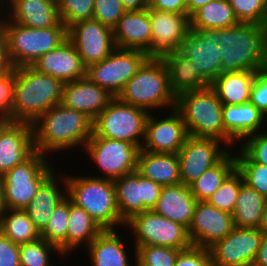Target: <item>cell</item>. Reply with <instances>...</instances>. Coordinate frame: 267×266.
I'll list each match as a JSON object with an SVG mask.
<instances>
[{"instance_id": "1", "label": "cell", "mask_w": 267, "mask_h": 266, "mask_svg": "<svg viewBox=\"0 0 267 266\" xmlns=\"http://www.w3.org/2000/svg\"><path fill=\"white\" fill-rule=\"evenodd\" d=\"M32 127L35 151L46 156L48 152L83 148L93 134L91 118L61 103L42 114Z\"/></svg>"}, {"instance_id": "2", "label": "cell", "mask_w": 267, "mask_h": 266, "mask_svg": "<svg viewBox=\"0 0 267 266\" xmlns=\"http://www.w3.org/2000/svg\"><path fill=\"white\" fill-rule=\"evenodd\" d=\"M64 83L31 66L16 68L11 122L32 125L42 114L61 103Z\"/></svg>"}, {"instance_id": "3", "label": "cell", "mask_w": 267, "mask_h": 266, "mask_svg": "<svg viewBox=\"0 0 267 266\" xmlns=\"http://www.w3.org/2000/svg\"><path fill=\"white\" fill-rule=\"evenodd\" d=\"M221 73L259 71L267 66V36L263 25L241 23L218 29Z\"/></svg>"}, {"instance_id": "4", "label": "cell", "mask_w": 267, "mask_h": 266, "mask_svg": "<svg viewBox=\"0 0 267 266\" xmlns=\"http://www.w3.org/2000/svg\"><path fill=\"white\" fill-rule=\"evenodd\" d=\"M66 196L82 207L103 230H116L126 222L121 218L116 202L114 181L98 176H65ZM120 226V227H119Z\"/></svg>"}, {"instance_id": "5", "label": "cell", "mask_w": 267, "mask_h": 266, "mask_svg": "<svg viewBox=\"0 0 267 266\" xmlns=\"http://www.w3.org/2000/svg\"><path fill=\"white\" fill-rule=\"evenodd\" d=\"M0 31L6 41L9 62L15 68L32 66L68 39V29L61 21L54 27L36 29L11 22L5 16Z\"/></svg>"}, {"instance_id": "6", "label": "cell", "mask_w": 267, "mask_h": 266, "mask_svg": "<svg viewBox=\"0 0 267 266\" xmlns=\"http://www.w3.org/2000/svg\"><path fill=\"white\" fill-rule=\"evenodd\" d=\"M117 98L124 103L152 112L173 109L176 96L169 83L168 69L161 57H149L137 73L124 85Z\"/></svg>"}, {"instance_id": "7", "label": "cell", "mask_w": 267, "mask_h": 266, "mask_svg": "<svg viewBox=\"0 0 267 266\" xmlns=\"http://www.w3.org/2000/svg\"><path fill=\"white\" fill-rule=\"evenodd\" d=\"M175 109L180 113L190 136L215 138L225 143L223 104L210 85L177 96Z\"/></svg>"}, {"instance_id": "8", "label": "cell", "mask_w": 267, "mask_h": 266, "mask_svg": "<svg viewBox=\"0 0 267 266\" xmlns=\"http://www.w3.org/2000/svg\"><path fill=\"white\" fill-rule=\"evenodd\" d=\"M47 160L46 155L35 151L0 177L7 209H25L40 186L56 172Z\"/></svg>"}, {"instance_id": "9", "label": "cell", "mask_w": 267, "mask_h": 266, "mask_svg": "<svg viewBox=\"0 0 267 266\" xmlns=\"http://www.w3.org/2000/svg\"><path fill=\"white\" fill-rule=\"evenodd\" d=\"M149 113L114 97L93 120L92 137H104L135 144L141 148Z\"/></svg>"}, {"instance_id": "10", "label": "cell", "mask_w": 267, "mask_h": 266, "mask_svg": "<svg viewBox=\"0 0 267 266\" xmlns=\"http://www.w3.org/2000/svg\"><path fill=\"white\" fill-rule=\"evenodd\" d=\"M133 232L134 246L159 245L185 250L192 246L188 229L153 210L133 215L125 227Z\"/></svg>"}, {"instance_id": "11", "label": "cell", "mask_w": 267, "mask_h": 266, "mask_svg": "<svg viewBox=\"0 0 267 266\" xmlns=\"http://www.w3.org/2000/svg\"><path fill=\"white\" fill-rule=\"evenodd\" d=\"M149 57L141 50L115 48L105 59L90 65L86 69V76L117 97Z\"/></svg>"}, {"instance_id": "12", "label": "cell", "mask_w": 267, "mask_h": 266, "mask_svg": "<svg viewBox=\"0 0 267 266\" xmlns=\"http://www.w3.org/2000/svg\"><path fill=\"white\" fill-rule=\"evenodd\" d=\"M84 150L99 167L100 178L117 179L137 171L139 148L130 142L111 140L104 137H91Z\"/></svg>"}, {"instance_id": "13", "label": "cell", "mask_w": 267, "mask_h": 266, "mask_svg": "<svg viewBox=\"0 0 267 266\" xmlns=\"http://www.w3.org/2000/svg\"><path fill=\"white\" fill-rule=\"evenodd\" d=\"M229 151L230 148L221 140L189 135L177 154L181 183L189 186Z\"/></svg>"}, {"instance_id": "14", "label": "cell", "mask_w": 267, "mask_h": 266, "mask_svg": "<svg viewBox=\"0 0 267 266\" xmlns=\"http://www.w3.org/2000/svg\"><path fill=\"white\" fill-rule=\"evenodd\" d=\"M113 181L119 214L125 222L137 213L152 210L156 206L163 188L137 171Z\"/></svg>"}, {"instance_id": "15", "label": "cell", "mask_w": 267, "mask_h": 266, "mask_svg": "<svg viewBox=\"0 0 267 266\" xmlns=\"http://www.w3.org/2000/svg\"><path fill=\"white\" fill-rule=\"evenodd\" d=\"M260 228L235 227L209 249L212 266H252L260 247Z\"/></svg>"}, {"instance_id": "16", "label": "cell", "mask_w": 267, "mask_h": 266, "mask_svg": "<svg viewBox=\"0 0 267 266\" xmlns=\"http://www.w3.org/2000/svg\"><path fill=\"white\" fill-rule=\"evenodd\" d=\"M219 39L218 29H190L179 50L193 63L195 69H198L200 77L208 85L221 74Z\"/></svg>"}, {"instance_id": "17", "label": "cell", "mask_w": 267, "mask_h": 266, "mask_svg": "<svg viewBox=\"0 0 267 266\" xmlns=\"http://www.w3.org/2000/svg\"><path fill=\"white\" fill-rule=\"evenodd\" d=\"M68 39L74 44L86 68L102 61L116 48L113 29L94 19L71 26Z\"/></svg>"}, {"instance_id": "18", "label": "cell", "mask_w": 267, "mask_h": 266, "mask_svg": "<svg viewBox=\"0 0 267 266\" xmlns=\"http://www.w3.org/2000/svg\"><path fill=\"white\" fill-rule=\"evenodd\" d=\"M162 118L159 120V117L156 118L149 113L140 150L178 154L189 136L186 125L175 108L169 111L167 117Z\"/></svg>"}, {"instance_id": "19", "label": "cell", "mask_w": 267, "mask_h": 266, "mask_svg": "<svg viewBox=\"0 0 267 266\" xmlns=\"http://www.w3.org/2000/svg\"><path fill=\"white\" fill-rule=\"evenodd\" d=\"M151 22V57H161L167 52L180 50L190 31L187 13H173L147 8Z\"/></svg>"}, {"instance_id": "20", "label": "cell", "mask_w": 267, "mask_h": 266, "mask_svg": "<svg viewBox=\"0 0 267 266\" xmlns=\"http://www.w3.org/2000/svg\"><path fill=\"white\" fill-rule=\"evenodd\" d=\"M234 228L233 214L221 211L207 201H197L188 235L192 246L210 248Z\"/></svg>"}, {"instance_id": "21", "label": "cell", "mask_w": 267, "mask_h": 266, "mask_svg": "<svg viewBox=\"0 0 267 266\" xmlns=\"http://www.w3.org/2000/svg\"><path fill=\"white\" fill-rule=\"evenodd\" d=\"M35 152L33 127L27 123H0V177Z\"/></svg>"}, {"instance_id": "22", "label": "cell", "mask_w": 267, "mask_h": 266, "mask_svg": "<svg viewBox=\"0 0 267 266\" xmlns=\"http://www.w3.org/2000/svg\"><path fill=\"white\" fill-rule=\"evenodd\" d=\"M114 98L106 89L95 84L88 76L66 82L62 89L61 104L85 113L94 120Z\"/></svg>"}, {"instance_id": "23", "label": "cell", "mask_w": 267, "mask_h": 266, "mask_svg": "<svg viewBox=\"0 0 267 266\" xmlns=\"http://www.w3.org/2000/svg\"><path fill=\"white\" fill-rule=\"evenodd\" d=\"M31 67L40 73L58 78L63 83L85 77L87 69L69 39L56 49L42 55Z\"/></svg>"}, {"instance_id": "24", "label": "cell", "mask_w": 267, "mask_h": 266, "mask_svg": "<svg viewBox=\"0 0 267 266\" xmlns=\"http://www.w3.org/2000/svg\"><path fill=\"white\" fill-rule=\"evenodd\" d=\"M222 117L225 144L231 149L234 145L238 146L237 144L243 142L245 138L264 130L265 125L267 126V117L251 102L241 105H223Z\"/></svg>"}, {"instance_id": "25", "label": "cell", "mask_w": 267, "mask_h": 266, "mask_svg": "<svg viewBox=\"0 0 267 266\" xmlns=\"http://www.w3.org/2000/svg\"><path fill=\"white\" fill-rule=\"evenodd\" d=\"M151 22L147 9L126 11L113 28L116 48L141 50L151 57Z\"/></svg>"}, {"instance_id": "26", "label": "cell", "mask_w": 267, "mask_h": 266, "mask_svg": "<svg viewBox=\"0 0 267 266\" xmlns=\"http://www.w3.org/2000/svg\"><path fill=\"white\" fill-rule=\"evenodd\" d=\"M5 16L14 23L36 29L56 26L61 20L57 0H13Z\"/></svg>"}, {"instance_id": "27", "label": "cell", "mask_w": 267, "mask_h": 266, "mask_svg": "<svg viewBox=\"0 0 267 266\" xmlns=\"http://www.w3.org/2000/svg\"><path fill=\"white\" fill-rule=\"evenodd\" d=\"M196 203L197 200L189 186L178 183L163 186L157 204L152 210L188 229L193 219Z\"/></svg>"}, {"instance_id": "28", "label": "cell", "mask_w": 267, "mask_h": 266, "mask_svg": "<svg viewBox=\"0 0 267 266\" xmlns=\"http://www.w3.org/2000/svg\"><path fill=\"white\" fill-rule=\"evenodd\" d=\"M55 173L56 172H54L40 186L34 198L31 200L29 205L24 209L28 213L30 219L34 223V226L40 233L47 226L49 219L51 217V214L53 210L55 209V207L57 206V204L66 197L65 175L61 174V178H62L61 179L59 178V175L56 176ZM57 180L58 182L59 181L61 182L58 183ZM59 184L62 185V187ZM62 188H65V189H62Z\"/></svg>"}, {"instance_id": "29", "label": "cell", "mask_w": 267, "mask_h": 266, "mask_svg": "<svg viewBox=\"0 0 267 266\" xmlns=\"http://www.w3.org/2000/svg\"><path fill=\"white\" fill-rule=\"evenodd\" d=\"M137 172L161 186L181 183L180 164L177 154L139 150Z\"/></svg>"}, {"instance_id": "30", "label": "cell", "mask_w": 267, "mask_h": 266, "mask_svg": "<svg viewBox=\"0 0 267 266\" xmlns=\"http://www.w3.org/2000/svg\"><path fill=\"white\" fill-rule=\"evenodd\" d=\"M161 58L168 69L170 88L176 97L209 86L193 63L179 50L167 52Z\"/></svg>"}, {"instance_id": "31", "label": "cell", "mask_w": 267, "mask_h": 266, "mask_svg": "<svg viewBox=\"0 0 267 266\" xmlns=\"http://www.w3.org/2000/svg\"><path fill=\"white\" fill-rule=\"evenodd\" d=\"M114 230H103L87 247L92 266H131L122 237ZM130 262V263H129Z\"/></svg>"}, {"instance_id": "32", "label": "cell", "mask_w": 267, "mask_h": 266, "mask_svg": "<svg viewBox=\"0 0 267 266\" xmlns=\"http://www.w3.org/2000/svg\"><path fill=\"white\" fill-rule=\"evenodd\" d=\"M257 72L221 73L210 86L223 105H241L250 102L252 86Z\"/></svg>"}, {"instance_id": "33", "label": "cell", "mask_w": 267, "mask_h": 266, "mask_svg": "<svg viewBox=\"0 0 267 266\" xmlns=\"http://www.w3.org/2000/svg\"><path fill=\"white\" fill-rule=\"evenodd\" d=\"M233 8L227 0H213L190 16L192 30L220 29L237 25Z\"/></svg>"}, {"instance_id": "34", "label": "cell", "mask_w": 267, "mask_h": 266, "mask_svg": "<svg viewBox=\"0 0 267 266\" xmlns=\"http://www.w3.org/2000/svg\"><path fill=\"white\" fill-rule=\"evenodd\" d=\"M266 199L265 196L243 182L233 211L234 226L237 228H260Z\"/></svg>"}, {"instance_id": "35", "label": "cell", "mask_w": 267, "mask_h": 266, "mask_svg": "<svg viewBox=\"0 0 267 266\" xmlns=\"http://www.w3.org/2000/svg\"><path fill=\"white\" fill-rule=\"evenodd\" d=\"M235 169L236 156L230 150L216 165L189 185L195 199L207 201Z\"/></svg>"}, {"instance_id": "36", "label": "cell", "mask_w": 267, "mask_h": 266, "mask_svg": "<svg viewBox=\"0 0 267 266\" xmlns=\"http://www.w3.org/2000/svg\"><path fill=\"white\" fill-rule=\"evenodd\" d=\"M103 231V229L82 208L70 200V214L67 231V256L68 253L80 248L83 243L88 245Z\"/></svg>"}, {"instance_id": "37", "label": "cell", "mask_w": 267, "mask_h": 266, "mask_svg": "<svg viewBox=\"0 0 267 266\" xmlns=\"http://www.w3.org/2000/svg\"><path fill=\"white\" fill-rule=\"evenodd\" d=\"M0 233L18 245L40 238V232L24 209H7L0 221Z\"/></svg>"}, {"instance_id": "38", "label": "cell", "mask_w": 267, "mask_h": 266, "mask_svg": "<svg viewBox=\"0 0 267 266\" xmlns=\"http://www.w3.org/2000/svg\"><path fill=\"white\" fill-rule=\"evenodd\" d=\"M70 214V199L66 196L53 210L49 222L40 233L51 244L56 245L62 255L67 257V231Z\"/></svg>"}, {"instance_id": "39", "label": "cell", "mask_w": 267, "mask_h": 266, "mask_svg": "<svg viewBox=\"0 0 267 266\" xmlns=\"http://www.w3.org/2000/svg\"><path fill=\"white\" fill-rule=\"evenodd\" d=\"M19 253L21 266H56L52 265L51 253H58V255L63 257L56 245L49 243L41 237L36 241L21 244Z\"/></svg>"}, {"instance_id": "40", "label": "cell", "mask_w": 267, "mask_h": 266, "mask_svg": "<svg viewBox=\"0 0 267 266\" xmlns=\"http://www.w3.org/2000/svg\"><path fill=\"white\" fill-rule=\"evenodd\" d=\"M237 151L236 168L244 183L267 198V166L252 161L240 148Z\"/></svg>"}, {"instance_id": "41", "label": "cell", "mask_w": 267, "mask_h": 266, "mask_svg": "<svg viewBox=\"0 0 267 266\" xmlns=\"http://www.w3.org/2000/svg\"><path fill=\"white\" fill-rule=\"evenodd\" d=\"M135 264L143 266H174L182 249L159 245L133 246Z\"/></svg>"}, {"instance_id": "42", "label": "cell", "mask_w": 267, "mask_h": 266, "mask_svg": "<svg viewBox=\"0 0 267 266\" xmlns=\"http://www.w3.org/2000/svg\"><path fill=\"white\" fill-rule=\"evenodd\" d=\"M243 182L242 174L236 168L207 202L221 211L233 214L237 196Z\"/></svg>"}, {"instance_id": "43", "label": "cell", "mask_w": 267, "mask_h": 266, "mask_svg": "<svg viewBox=\"0 0 267 266\" xmlns=\"http://www.w3.org/2000/svg\"><path fill=\"white\" fill-rule=\"evenodd\" d=\"M95 0H57L61 22L69 29L74 24L93 17Z\"/></svg>"}, {"instance_id": "44", "label": "cell", "mask_w": 267, "mask_h": 266, "mask_svg": "<svg viewBox=\"0 0 267 266\" xmlns=\"http://www.w3.org/2000/svg\"><path fill=\"white\" fill-rule=\"evenodd\" d=\"M241 23L263 25L267 14V0H227Z\"/></svg>"}, {"instance_id": "45", "label": "cell", "mask_w": 267, "mask_h": 266, "mask_svg": "<svg viewBox=\"0 0 267 266\" xmlns=\"http://www.w3.org/2000/svg\"><path fill=\"white\" fill-rule=\"evenodd\" d=\"M125 12L121 0H95L92 19L113 29Z\"/></svg>"}, {"instance_id": "46", "label": "cell", "mask_w": 267, "mask_h": 266, "mask_svg": "<svg viewBox=\"0 0 267 266\" xmlns=\"http://www.w3.org/2000/svg\"><path fill=\"white\" fill-rule=\"evenodd\" d=\"M15 79V67L0 76V123L11 121Z\"/></svg>"}, {"instance_id": "47", "label": "cell", "mask_w": 267, "mask_h": 266, "mask_svg": "<svg viewBox=\"0 0 267 266\" xmlns=\"http://www.w3.org/2000/svg\"><path fill=\"white\" fill-rule=\"evenodd\" d=\"M240 149L254 162L267 166V130L245 138Z\"/></svg>"}, {"instance_id": "48", "label": "cell", "mask_w": 267, "mask_h": 266, "mask_svg": "<svg viewBox=\"0 0 267 266\" xmlns=\"http://www.w3.org/2000/svg\"><path fill=\"white\" fill-rule=\"evenodd\" d=\"M174 266H212L210 251L197 246L181 250Z\"/></svg>"}, {"instance_id": "49", "label": "cell", "mask_w": 267, "mask_h": 266, "mask_svg": "<svg viewBox=\"0 0 267 266\" xmlns=\"http://www.w3.org/2000/svg\"><path fill=\"white\" fill-rule=\"evenodd\" d=\"M250 102L267 117V66L257 71Z\"/></svg>"}, {"instance_id": "50", "label": "cell", "mask_w": 267, "mask_h": 266, "mask_svg": "<svg viewBox=\"0 0 267 266\" xmlns=\"http://www.w3.org/2000/svg\"><path fill=\"white\" fill-rule=\"evenodd\" d=\"M20 245L0 233V266H21Z\"/></svg>"}, {"instance_id": "51", "label": "cell", "mask_w": 267, "mask_h": 266, "mask_svg": "<svg viewBox=\"0 0 267 266\" xmlns=\"http://www.w3.org/2000/svg\"><path fill=\"white\" fill-rule=\"evenodd\" d=\"M148 7L166 12L187 13L183 0H148Z\"/></svg>"}, {"instance_id": "52", "label": "cell", "mask_w": 267, "mask_h": 266, "mask_svg": "<svg viewBox=\"0 0 267 266\" xmlns=\"http://www.w3.org/2000/svg\"><path fill=\"white\" fill-rule=\"evenodd\" d=\"M11 68L12 66L7 56L6 41L3 36V33L0 31V76L6 73Z\"/></svg>"}, {"instance_id": "53", "label": "cell", "mask_w": 267, "mask_h": 266, "mask_svg": "<svg viewBox=\"0 0 267 266\" xmlns=\"http://www.w3.org/2000/svg\"><path fill=\"white\" fill-rule=\"evenodd\" d=\"M252 266H267V232H263L260 247Z\"/></svg>"}, {"instance_id": "54", "label": "cell", "mask_w": 267, "mask_h": 266, "mask_svg": "<svg viewBox=\"0 0 267 266\" xmlns=\"http://www.w3.org/2000/svg\"><path fill=\"white\" fill-rule=\"evenodd\" d=\"M126 11H139L148 8V0H121Z\"/></svg>"}, {"instance_id": "55", "label": "cell", "mask_w": 267, "mask_h": 266, "mask_svg": "<svg viewBox=\"0 0 267 266\" xmlns=\"http://www.w3.org/2000/svg\"><path fill=\"white\" fill-rule=\"evenodd\" d=\"M211 1L213 0H189L187 4V15L190 17L196 10Z\"/></svg>"}, {"instance_id": "56", "label": "cell", "mask_w": 267, "mask_h": 266, "mask_svg": "<svg viewBox=\"0 0 267 266\" xmlns=\"http://www.w3.org/2000/svg\"><path fill=\"white\" fill-rule=\"evenodd\" d=\"M260 229L263 232H267V199H266V202H265V204L263 206Z\"/></svg>"}, {"instance_id": "57", "label": "cell", "mask_w": 267, "mask_h": 266, "mask_svg": "<svg viewBox=\"0 0 267 266\" xmlns=\"http://www.w3.org/2000/svg\"><path fill=\"white\" fill-rule=\"evenodd\" d=\"M6 210L7 208H6V204L4 201L3 188H2L1 180H0V221L4 213L6 212Z\"/></svg>"}, {"instance_id": "58", "label": "cell", "mask_w": 267, "mask_h": 266, "mask_svg": "<svg viewBox=\"0 0 267 266\" xmlns=\"http://www.w3.org/2000/svg\"><path fill=\"white\" fill-rule=\"evenodd\" d=\"M13 0H0V6L4 9V11L11 5ZM5 4V5H4ZM6 6V7H5Z\"/></svg>"}, {"instance_id": "59", "label": "cell", "mask_w": 267, "mask_h": 266, "mask_svg": "<svg viewBox=\"0 0 267 266\" xmlns=\"http://www.w3.org/2000/svg\"><path fill=\"white\" fill-rule=\"evenodd\" d=\"M3 10V11H2ZM3 12V13H2ZM2 13V14H1ZM5 11L4 9L0 6V28H1V24H2V21H3V17L5 16Z\"/></svg>"}, {"instance_id": "60", "label": "cell", "mask_w": 267, "mask_h": 266, "mask_svg": "<svg viewBox=\"0 0 267 266\" xmlns=\"http://www.w3.org/2000/svg\"><path fill=\"white\" fill-rule=\"evenodd\" d=\"M264 30L266 31V36H267V14H266V19L263 24Z\"/></svg>"}, {"instance_id": "61", "label": "cell", "mask_w": 267, "mask_h": 266, "mask_svg": "<svg viewBox=\"0 0 267 266\" xmlns=\"http://www.w3.org/2000/svg\"><path fill=\"white\" fill-rule=\"evenodd\" d=\"M183 2L187 5L189 3V0H183Z\"/></svg>"}]
</instances>
